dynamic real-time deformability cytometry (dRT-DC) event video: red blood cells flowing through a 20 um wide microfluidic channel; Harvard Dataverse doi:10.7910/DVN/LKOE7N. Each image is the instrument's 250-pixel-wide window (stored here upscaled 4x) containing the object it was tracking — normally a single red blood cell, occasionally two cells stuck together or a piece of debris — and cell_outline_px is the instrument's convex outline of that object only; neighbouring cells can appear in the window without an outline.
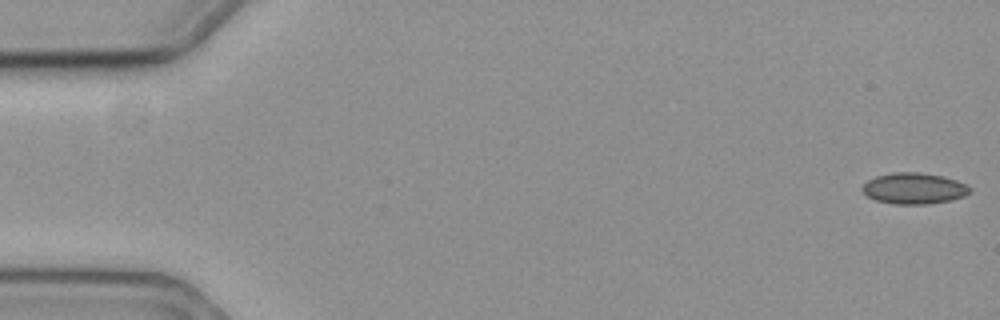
{"species": "common noctule bat (a hibernating species)", "species_latin": "Nyctalus noctula", "temperature_condition": "cold", "stored_images_in_passage": 18, "camera_frame_rate_fps": 3000, "um_per_image_px": 0.085, "animal": {"sex": "female", "body_mass_g": 19.3, "forearm_length_mm": 54.1}, "frame": {"image": 1, "passage_image": 1, "time_ms": 0.0, "image_size_px": [1000, 320], "cell_outline_px": [[972, 188], [964, 196], [952, 200], [928, 204], [896, 204], [876, 200], [868, 196], [860, 188], [868, 180], [876, 176], [892, 172], [920, 172], [940, 176], [956, 180], [968, 184]], "centroid_in_image_um": [77.7, 16.01], "position_along_channel_um": 7.3, "area_um2": 19.48}}
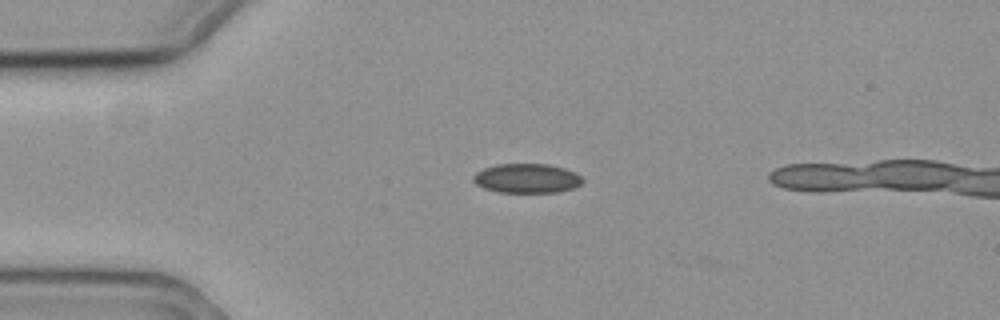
{"frame": {"image": 2, "passage_image": 14, "time_ms": 4.333, "image_size_px": [1000, 320], "cell_outline_px": [[584, 180], [576, 188], [556, 192], [500, 192], [484, 188], [476, 184], [472, 180], [472, 176], [476, 172], [484, 168], [496, 164], [548, 164], [564, 168], [576, 172]], "centroid_in_image_um": [44.78, 15.15], "position_along_channel_um": 40.2, "area_um2": 18.79}}